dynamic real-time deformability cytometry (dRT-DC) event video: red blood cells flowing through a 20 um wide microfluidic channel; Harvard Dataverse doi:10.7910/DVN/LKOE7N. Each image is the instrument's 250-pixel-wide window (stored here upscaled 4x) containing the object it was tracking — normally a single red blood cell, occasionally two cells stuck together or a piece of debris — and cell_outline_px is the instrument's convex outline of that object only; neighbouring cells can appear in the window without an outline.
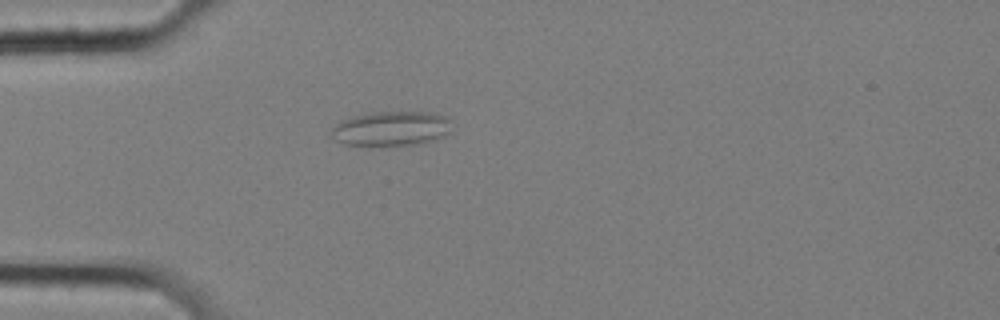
{"species": "common noctule bat (a hibernating species)", "species_latin": "Nyctalus noctula", "temperature_condition": "cold", "stored_images_in_passage": 43, "camera_frame_rate_fps": 3000, "um_per_image_px": 0.085, "animal": {"sex": "female", "body_mass_g": 25.1}, "frame": {"image": 1, "passage_image": 2, "time_ms": 0.333, "image_size_px": [1000, 320], "cell_outline_px": [[452, 120], [448, 132], [444, 136], [416, 144], [344, 144], [336, 140], [332, 136], [332, 128], [336, 124], [352, 116], [372, 112], [428, 112], [444, 116]], "centroid_in_image_um": [33.26, 10.9], "position_along_channel_um": 51.7, "area_um2": 23.64}}
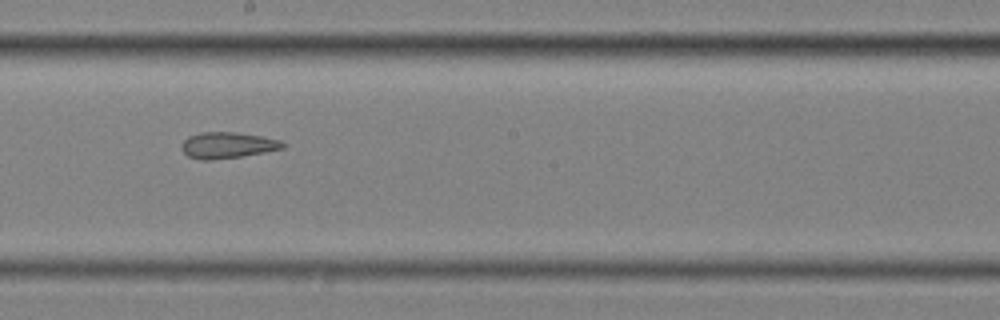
{"frame": {"image": 2, "passage_image": 18, "time_ms": 5.667, "image_size_px": [1000, 320], "cell_outline_px": [[288, 144], [284, 148], [264, 152], [240, 156], [212, 160], [204, 160], [188, 156], [180, 148], [180, 144], [188, 136], [200, 132], [236, 132], [260, 136], [280, 140]], "centroid_in_image_um": [19.33, 12.33], "position_along_channel_um": 228.9, "area_um2": 15.43}}
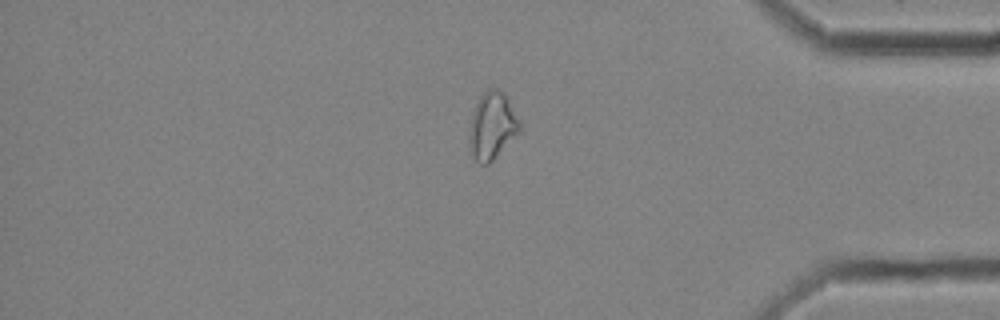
{"frame": {"image": 3, "passage_image": 34, "time_ms": 11.0, "image_size_px": [1000, 320], "cell_outline_px": [[520, 132], [488, 164], [480, 164], [476, 160], [468, 144], [468, 140], [472, 112], [480, 96], [488, 88], [496, 88], [504, 92], [508, 96], [520, 120]], "centroid_in_image_um": [41.85, 10.65], "position_along_channel_um": 393.4, "area_um2": 19.83}, "authors_computed_cell_mechanics": {"area_um2": 16.7042, "velocity_mm_per_s": 3.5156, "shape_relaxation_time_tau1_ms": null, "shape_relaxation_time_tau2_ms": 3.3835, "deformation_change_tau1": null, "deformation_change_tau2": 0.1195}}